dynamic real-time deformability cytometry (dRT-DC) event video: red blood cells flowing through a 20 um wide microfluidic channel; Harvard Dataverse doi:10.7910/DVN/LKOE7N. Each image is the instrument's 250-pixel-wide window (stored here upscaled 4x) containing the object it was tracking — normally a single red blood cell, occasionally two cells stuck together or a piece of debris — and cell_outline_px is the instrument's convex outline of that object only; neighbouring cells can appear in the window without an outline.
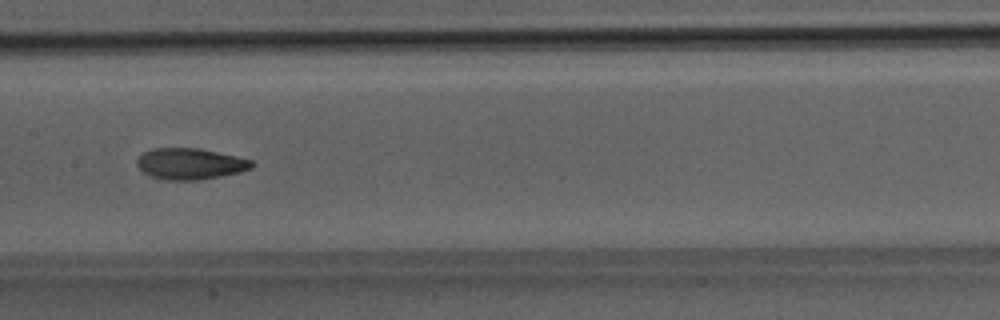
{"species": "Egyptian fruit bat (a non-hibernating species)", "species_latin": "Rousettus aegyptiacus", "temperature_condition": "room temperature", "stored_images_in_passage": 50, "camera_frame_rate_fps": 3000, "um_per_image_px": 0.085, "animal": {"sex": "male"}, "frame": {"image": 1, "passage_image": 25, "time_ms": 8.0, "image_size_px": [1000, 320], "cell_outline_px": [[256, 164], [252, 168], [240, 172], [200, 180], [168, 180], [148, 176], [136, 164], [136, 160], [144, 152], [156, 148], [200, 148], [236, 156], [252, 160]], "centroid_in_image_um": [16.18, 13.92], "position_along_channel_um": 191.2, "area_um2": 20.92}}
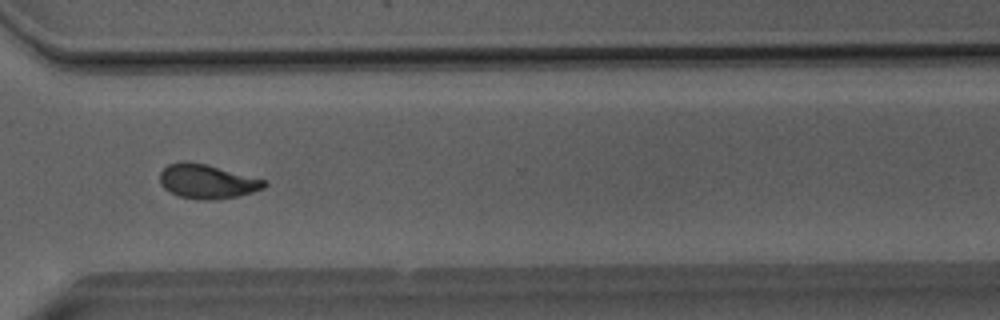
{"frame": {"image": 2, "passage_image": 37, "time_ms": 12.0, "image_size_px": [1000, 320], "cell_outline_px": [[268, 184], [264, 188], [252, 192], [236, 196], [212, 200], [196, 200], [180, 196], [168, 192], [160, 184], [160, 172], [168, 164], [184, 160], [208, 164], [268, 180]], "centroid_in_image_um": [17.61, 15.41], "position_along_channel_um": 353.0, "area_um2": 21.21}}
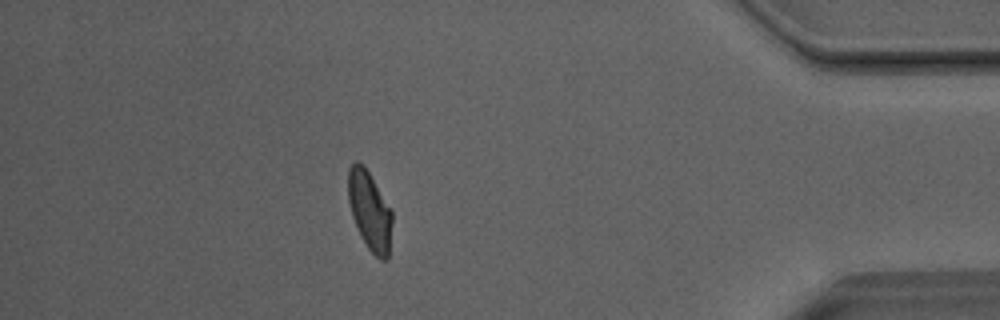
{"frame": {"image": 3, "passage_image": 44, "time_ms": 14.333, "image_size_px": [1000, 320], "cell_outline_px": [[392, 220], [388, 260], [380, 260], [368, 248], [356, 228], [352, 216], [348, 200], [348, 168], [356, 160], [368, 172], [392, 208]], "centroid_in_image_um": [31.43, 17.93], "position_along_channel_um": 403.8, "area_um2": 20.23}, "authors_computed_cell_mechanics": {"area_um2": 20.9525, "velocity_mm_per_s": 4.0477, "shape_relaxation_time_tau1_ms": 4.2401, "shape_relaxation_time_tau2_ms": 1.6824, "deformation_change_tau1": 0.1467, "deformation_change_tau2": 0.0743}}